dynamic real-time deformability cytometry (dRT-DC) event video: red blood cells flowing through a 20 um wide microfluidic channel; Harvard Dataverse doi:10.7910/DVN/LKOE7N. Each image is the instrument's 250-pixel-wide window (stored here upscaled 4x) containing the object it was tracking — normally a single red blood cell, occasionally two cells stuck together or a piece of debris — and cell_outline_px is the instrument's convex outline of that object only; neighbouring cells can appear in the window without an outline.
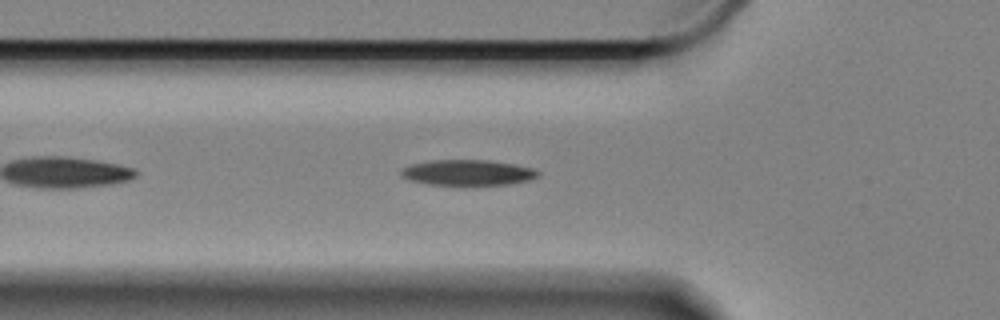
{"species": "Egyptian fruit bat (a non-hibernating species)", "species_latin": "Rousettus aegyptiacus", "temperature_condition": "cold", "stored_images_in_passage": 47, "camera_frame_rate_fps": 3000, "um_per_image_px": 0.085, "animal": {"sex": "female"}, "frame": {"image": 1, "passage_image": 6, "time_ms": 1.667, "image_size_px": [1000, 320], "cell_outline_px": [[540, 172], [536, 176], [528, 180], [508, 184], [428, 184], [412, 180], [400, 176], [400, 172], [404, 168], [412, 164], [432, 160], [488, 160], [512, 164], [532, 168]], "centroid_in_image_um": [39.73, 14.66], "position_along_channel_um": 86.1, "area_um2": 19.88}}
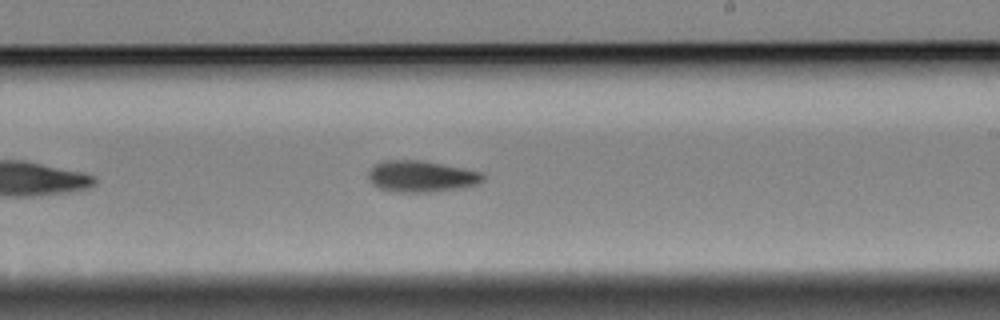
{"frame": {"image": 2, "passage_image": 21, "time_ms": 6.667, "image_size_px": [1000, 320], "cell_outline_px": [[484, 180], [480, 184], [464, 188], [432, 192], [392, 192], [380, 188], [372, 184], [368, 180], [368, 172], [376, 164], [384, 160], [420, 160], [464, 168], [484, 172]], "centroid_in_image_um": [35.85, 15.0], "position_along_channel_um": 253.1, "area_um2": 21.27}}
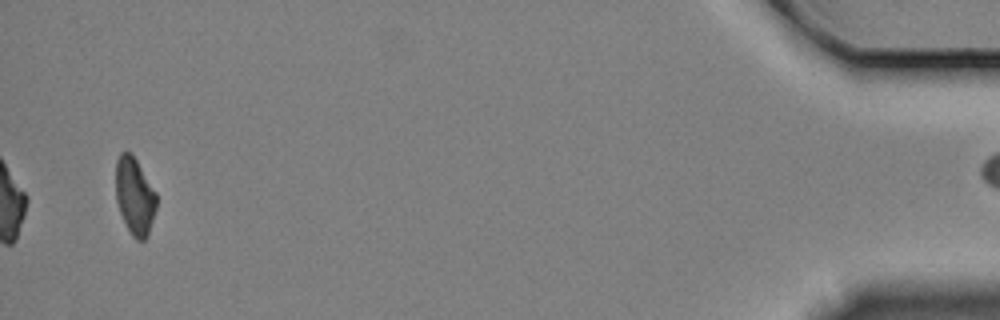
{"frame": {"image": 3, "passage_image": 44, "time_ms": 14.333, "image_size_px": [1000, 320], "cell_outline_px": [[156, 208], [148, 236], [144, 240], [136, 240], [132, 236], [120, 212], [116, 200], [116, 160], [120, 152], [132, 152], [156, 192]], "centroid_in_image_um": [11.45, 16.65], "position_along_channel_um": 423.8, "area_um2": 18.32}}